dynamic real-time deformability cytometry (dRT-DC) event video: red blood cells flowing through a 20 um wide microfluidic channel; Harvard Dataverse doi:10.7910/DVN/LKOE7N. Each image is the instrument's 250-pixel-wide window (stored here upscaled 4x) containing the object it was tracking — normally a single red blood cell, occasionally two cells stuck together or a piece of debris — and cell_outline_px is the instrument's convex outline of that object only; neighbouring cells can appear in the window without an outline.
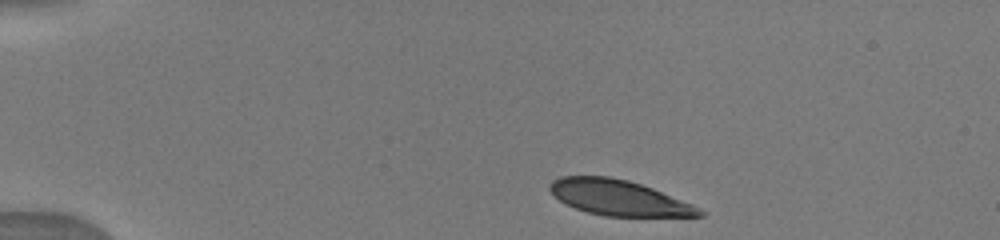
{"species": "human", "species_latin": "Homo sapiens", "temperature_condition": "warm", "stored_images_in_passage": 4, "camera_frame_rate_fps": 3000, "um_per_image_px": 0.085, "donor": {"sex": "male"}, "frame": {"image": 1, "passage_image": 1, "time_ms": 0.0, "image_size_px": [1000, 240], "cell_outline_px": [[708, 212], [704, 216], [604, 216], [588, 212], [564, 204], [548, 188], [548, 184], [552, 180], [560, 176], [612, 176], [628, 180], [652, 188], [692, 204]], "centroid_in_image_um": [52.59, 16.8], "position_along_channel_um": 32.4, "area_um2": 30.87}}